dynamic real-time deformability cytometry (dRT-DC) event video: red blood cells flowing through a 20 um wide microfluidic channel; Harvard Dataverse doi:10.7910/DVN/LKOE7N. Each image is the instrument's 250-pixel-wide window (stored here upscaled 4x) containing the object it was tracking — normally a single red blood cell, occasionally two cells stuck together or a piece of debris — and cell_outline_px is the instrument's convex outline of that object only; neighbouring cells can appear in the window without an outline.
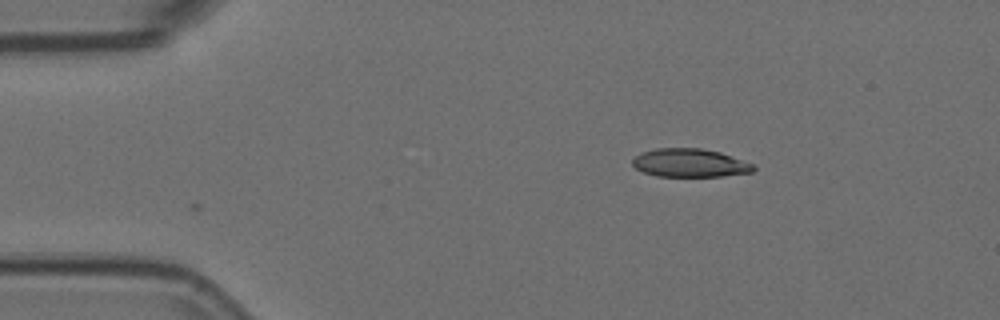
{"species": "Egyptian fruit bat (a non-hibernating species)", "species_latin": "Rousettus aegyptiacus", "temperature_condition": "room temperature", "stored_images_in_passage": 6, "camera_frame_rate_fps": 3000, "um_per_image_px": 0.085, "animal": {"sex": "female"}, "frame": {"image": 1, "passage_image": 6, "time_ms": 1.667, "image_size_px": [1000, 320], "cell_outline_px": [[756, 168], [752, 172], [724, 176], [656, 176], [644, 172], [636, 168], [632, 164], [632, 160], [640, 152], [656, 148], [700, 148], [720, 152], [752, 164]], "centroid_in_image_um": [58.61, 13.84], "position_along_channel_um": 26.4, "area_um2": 19.88}}